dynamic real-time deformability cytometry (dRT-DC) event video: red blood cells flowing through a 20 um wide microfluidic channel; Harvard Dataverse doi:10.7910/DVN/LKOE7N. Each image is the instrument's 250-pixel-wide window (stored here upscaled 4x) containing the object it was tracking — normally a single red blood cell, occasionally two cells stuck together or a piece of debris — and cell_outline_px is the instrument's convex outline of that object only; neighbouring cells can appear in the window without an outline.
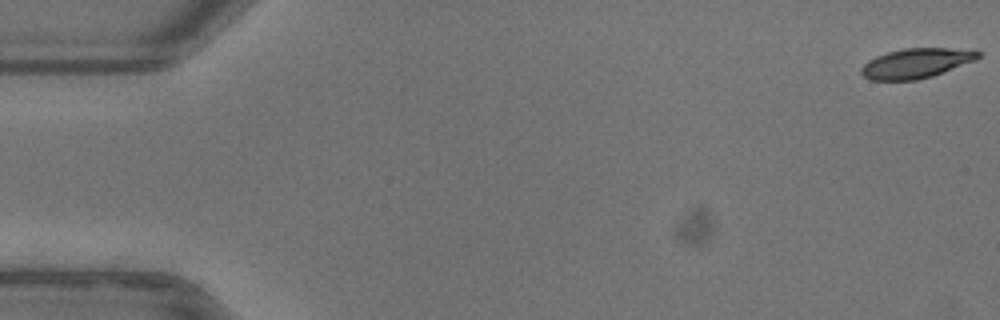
{"species": "common noctule bat (a hibernating species)", "species_latin": "Nyctalus noctula", "temperature_condition": "warm", "stored_images_in_passage": 53, "camera_frame_rate_fps": 3000, "um_per_image_px": 0.085, "animal": {"sex": "female"}, "frame": {"image": 1, "passage_image": 1, "time_ms": 0.0, "image_size_px": [1000, 320], "cell_outline_px": [[980, 56], [972, 60], [932, 76], [916, 80], [868, 80], [860, 72], [860, 68], [868, 60], [876, 56], [888, 52], [904, 48], [976, 48], [980, 52]], "centroid_in_image_um": [77.85, 5.36], "position_along_channel_um": 7.1, "area_um2": 20.23}}
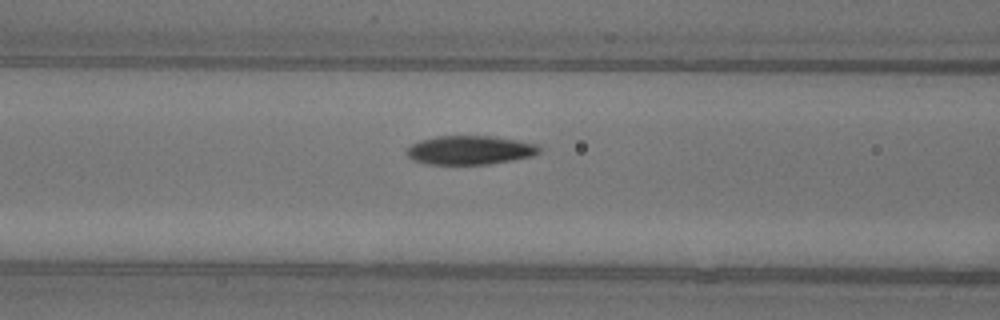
{"frame": {"image": 2, "passage_image": 22, "time_ms": 7.0, "image_size_px": [1000, 320], "cell_outline_px": [[540, 152], [532, 156], [512, 160], [488, 164], [428, 164], [412, 160], [404, 152], [412, 144], [420, 140], [436, 136], [496, 136], [536, 144], [540, 148]], "centroid_in_image_um": [39.92, 12.76], "position_along_channel_um": 126.7, "area_um2": 22.31}}
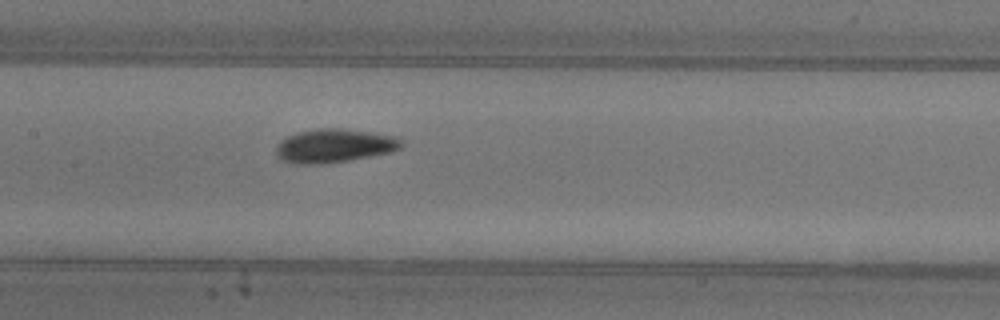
{"frame": {"image": 3, "passage_image": 26, "time_ms": 8.333, "image_size_px": [1000, 320], "cell_outline_px": [[404, 144], [400, 148], [392, 152], [352, 160], [324, 164], [292, 164], [280, 160], [276, 156], [276, 148], [280, 140], [288, 136], [300, 132], [320, 128], [340, 128], [396, 136], [404, 140]], "centroid_in_image_um": [28.42, 12.41], "position_along_channel_um": 179.0, "area_um2": 24.85}, "authors_computed_cell_mechanics": {"area_um2": 21.9062, "velocity_mm_per_s": 3.9146, "shape_relaxation_time_tau1_ms": 3.3528, "shape_relaxation_time_tau2_ms": 2.1731, "deformation_change_tau1": 0.1389, "deformation_change_tau2": 0.0666}}